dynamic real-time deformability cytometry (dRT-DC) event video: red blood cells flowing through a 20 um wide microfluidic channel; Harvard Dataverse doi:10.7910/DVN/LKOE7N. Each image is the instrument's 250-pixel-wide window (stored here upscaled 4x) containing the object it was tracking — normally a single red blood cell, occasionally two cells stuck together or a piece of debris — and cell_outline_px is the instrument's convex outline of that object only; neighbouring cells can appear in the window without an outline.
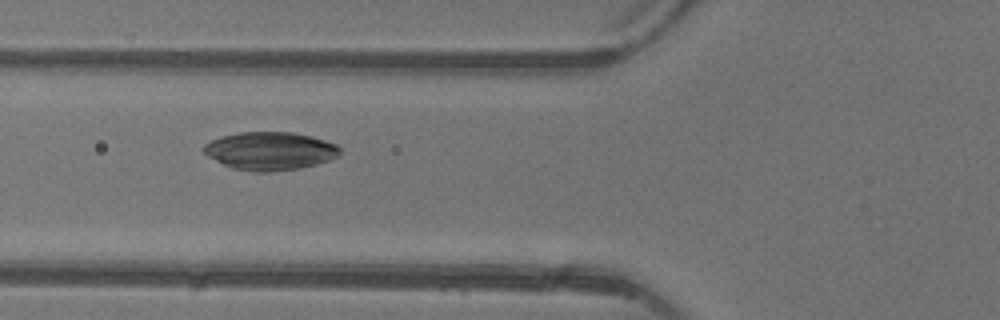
{"species": "common noctule bat (a hibernating species)", "species_latin": "Nyctalus noctula", "temperature_condition": "warm", "stored_images_in_passage": 5, "camera_frame_rate_fps": 3000, "um_per_image_px": 0.085, "animal": {"sex": "female"}, "frame": {"image": 1, "passage_image": 5, "time_ms": 5.0, "image_size_px": [1000, 320], "cell_outline_px": [[340, 156], [316, 164], [300, 168], [268, 172], [252, 172], [232, 168], [208, 156], [204, 152], [204, 144], [212, 140], [224, 136], [240, 132], [292, 132], [312, 136], [336, 144], [340, 148]], "centroid_in_image_um": [22.98, 12.83], "position_along_channel_um": 102.8, "area_um2": 30.11}}